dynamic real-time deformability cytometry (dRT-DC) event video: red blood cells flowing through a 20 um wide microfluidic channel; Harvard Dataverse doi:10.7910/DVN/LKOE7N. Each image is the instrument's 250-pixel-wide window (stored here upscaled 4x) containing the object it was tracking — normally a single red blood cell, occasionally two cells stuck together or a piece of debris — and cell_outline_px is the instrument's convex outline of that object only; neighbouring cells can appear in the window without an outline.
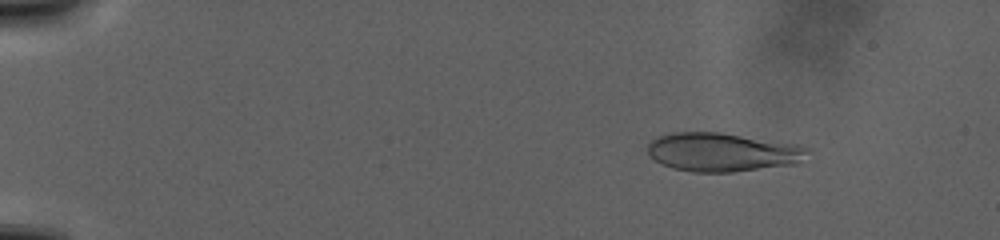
{"species": "human", "species_latin": "Homo sapiens", "temperature_condition": "warm", "stored_images_in_passage": 151, "camera_frame_rate_fps": 3000, "um_per_image_px": 0.085, "donor": {"sex": "male"}, "frame": {"image": 1, "passage_image": 23, "time_ms": 5.333, "image_size_px": [1000, 240], "cell_outline_px": [[812, 148], [796, 164], [732, 172], [692, 172], [672, 168], [660, 164], [648, 152], [648, 144], [652, 140], [660, 136], [672, 132], [720, 132], [800, 144]], "centroid_in_image_um": [61.43, 12.93], "position_along_channel_um": 23.6, "area_um2": 36.18}}
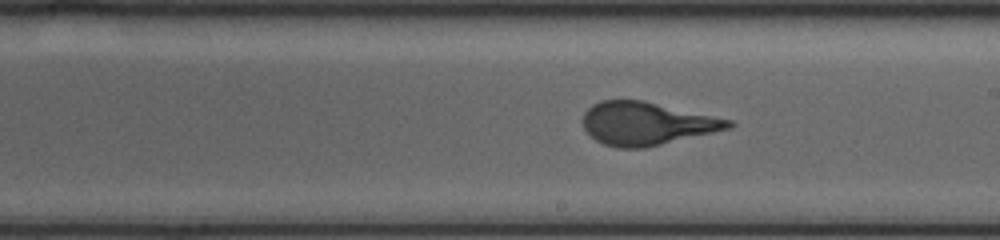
{"frame": {"image": 2, "passage_image": 89, "time_ms": 23.667, "image_size_px": [1000, 240], "cell_outline_px": [[736, 124], [728, 128], [712, 132], [644, 148], [616, 148], [604, 144], [596, 140], [584, 128], [580, 120], [584, 112], [592, 104], [600, 100], [644, 100], [732, 120]], "centroid_in_image_um": [54.9, 10.49], "position_along_channel_um": 234.1, "area_um2": 36.36}}
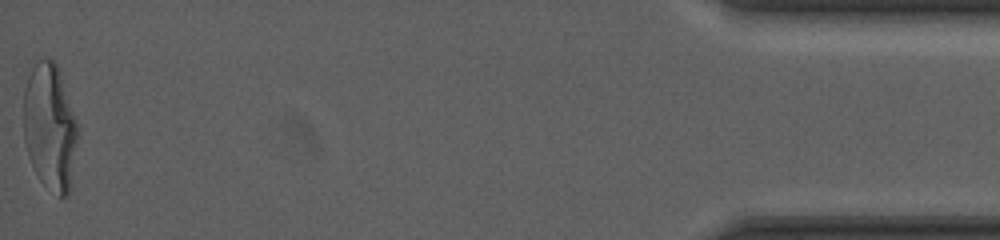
{"frame": {"image": 3, "passage_image": 151, "time_ms": 39.0, "image_size_px": [1000, 240], "cell_outline_px": [[80, 128], [68, 196], [60, 196], [40, 180], [28, 156], [24, 140], [24, 88], [28, 76], [32, 68], [44, 56], [52, 60], [56, 64]], "centroid_in_image_um": [4.25, 10.78], "position_along_channel_um": 430.9, "area_um2": 39.77}}